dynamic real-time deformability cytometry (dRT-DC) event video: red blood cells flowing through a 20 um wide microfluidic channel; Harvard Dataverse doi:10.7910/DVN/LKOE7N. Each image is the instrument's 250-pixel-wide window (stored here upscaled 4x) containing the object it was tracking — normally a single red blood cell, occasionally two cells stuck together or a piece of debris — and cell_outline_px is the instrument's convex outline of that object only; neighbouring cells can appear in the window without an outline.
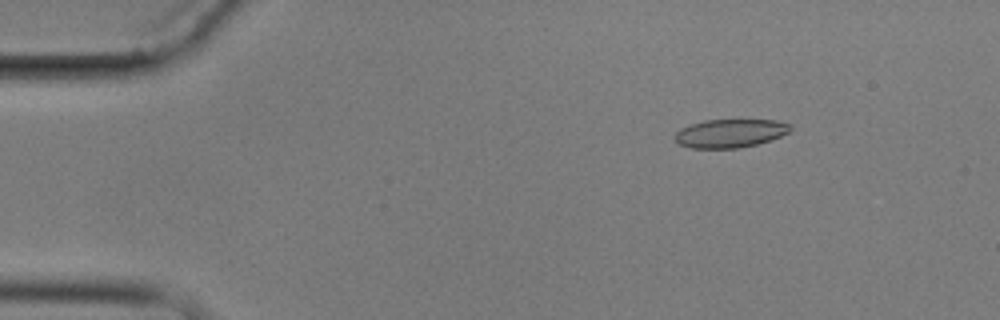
{"species": "common noctule bat (a hibernating species)", "species_latin": "Nyctalus noctula", "temperature_condition": "cold", "stored_images_in_passage": 4, "camera_frame_rate_fps": 3000, "um_per_image_px": 0.085, "animal": {"sex": "male", "body_mass_g": 17.9}, "frame": {"image": 1, "passage_image": 1, "time_ms": 0.0, "image_size_px": [1000, 320], "cell_outline_px": [[792, 128], [788, 132], [772, 140], [740, 148], [692, 148], [680, 144], [676, 140], [676, 132], [680, 128], [704, 120], [776, 120], [792, 124]], "centroid_in_image_um": [62.1, 11.33], "position_along_channel_um": 22.9, "area_um2": 19.07}}
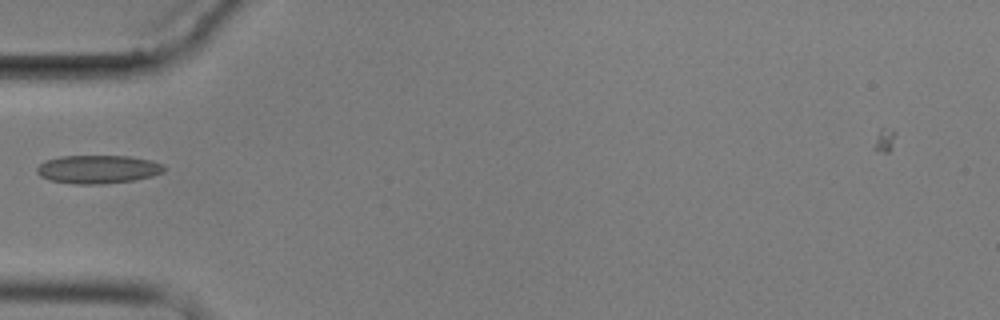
{"frame": {"image": 2, "passage_image": 3, "time_ms": 3.667, "image_size_px": [1000, 320], "cell_outline_px": [[168, 168], [164, 172], [152, 176], [132, 180], [100, 184], [76, 184], [52, 180], [40, 176], [36, 172], [36, 168], [40, 164], [48, 160], [60, 156], [132, 156], [152, 160], [164, 164]], "centroid_in_image_um": [8.39, 14.38], "position_along_channel_um": 76.6, "area_um2": 21.04}}
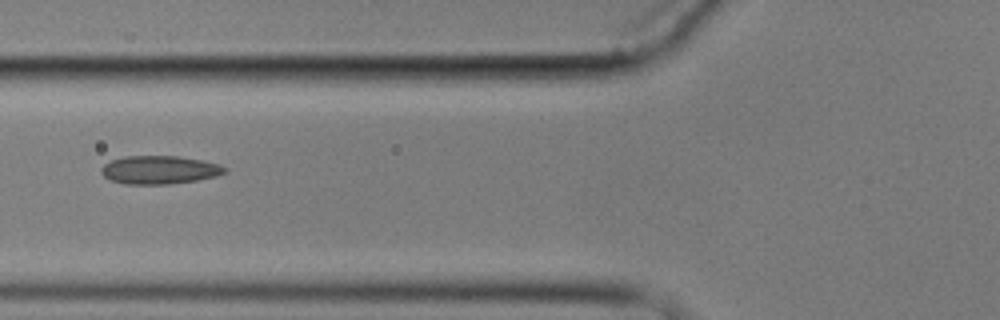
{"frame": {"image": 3, "passage_image": 4, "time_ms": 4.667, "image_size_px": [1000, 320], "cell_outline_px": [[228, 172], [216, 176], [196, 180], [168, 184], [124, 184], [112, 180], [104, 176], [100, 172], [100, 168], [104, 164], [112, 160], [124, 156], [176, 156], [200, 160], [220, 164], [228, 168]], "centroid_in_image_um": [13.56, 14.44], "position_along_channel_um": 112.2, "area_um2": 20.35}}